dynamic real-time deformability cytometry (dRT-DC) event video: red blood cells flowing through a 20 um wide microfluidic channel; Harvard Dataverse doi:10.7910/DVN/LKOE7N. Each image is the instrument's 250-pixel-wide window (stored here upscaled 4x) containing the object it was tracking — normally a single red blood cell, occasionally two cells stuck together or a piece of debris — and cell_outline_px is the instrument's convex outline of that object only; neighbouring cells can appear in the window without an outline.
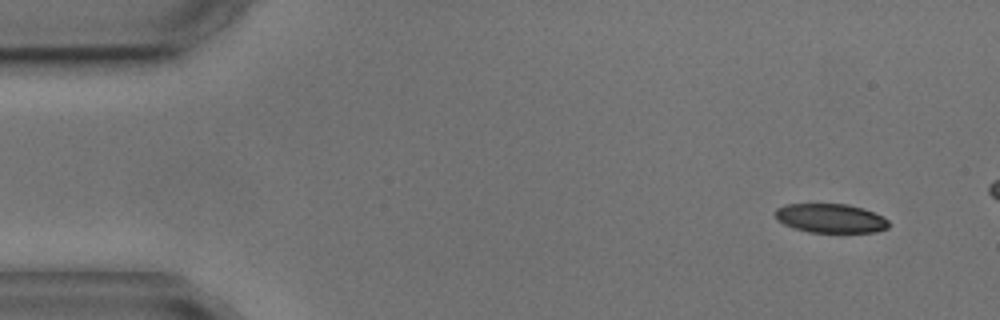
{"species": "common noctule bat (a hibernating species)", "species_latin": "Nyctalus noctula", "temperature_condition": "cold", "stored_images_in_passage": 3, "camera_frame_rate_fps": 3000, "um_per_image_px": 0.085, "animal": {"sex": "male", "body_mass_g": 17.9, "forearm_length_mm": 54.2}, "frame": {"image": 1, "passage_image": 1, "time_ms": 0.0, "image_size_px": [1000, 320], "cell_outline_px": [[888, 228], [876, 232], [808, 232], [784, 224], [776, 220], [772, 212], [776, 208], [784, 204], [848, 204], [864, 208], [884, 216], [888, 220]], "centroid_in_image_um": [70.57, 18.54], "position_along_channel_um": 14.4, "area_um2": 19.48}}